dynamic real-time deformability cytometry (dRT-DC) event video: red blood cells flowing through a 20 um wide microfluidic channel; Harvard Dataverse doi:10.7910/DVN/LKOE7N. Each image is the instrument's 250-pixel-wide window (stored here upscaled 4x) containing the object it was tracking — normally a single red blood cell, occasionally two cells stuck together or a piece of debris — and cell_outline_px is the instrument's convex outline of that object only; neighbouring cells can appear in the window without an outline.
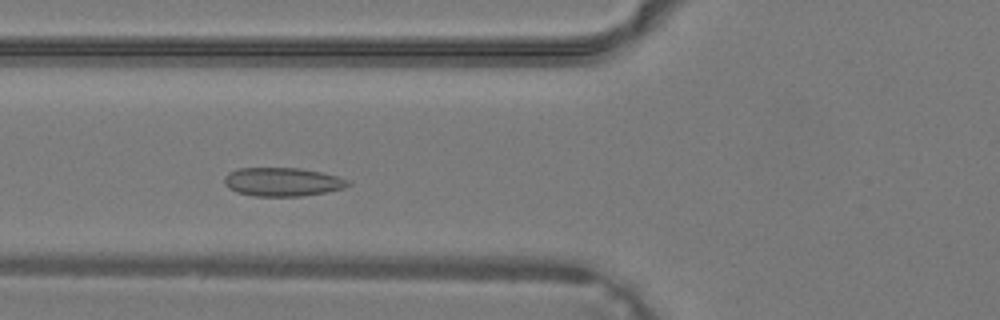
{"species": "common noctule bat (a hibernating species)", "species_latin": "Nyctalus noctula", "temperature_condition": "warm", "stored_images_in_passage": 33, "camera_frame_rate_fps": 3000, "um_per_image_px": 0.085, "animal": {"sex": "male", "body_mass_g": 19.2, "forearm_length_mm": 51.8}, "frame": {"image": 1, "passage_image": 9, "time_ms": 2.667, "image_size_px": [1000, 320], "cell_outline_px": [[352, 184], [344, 188], [328, 192], [300, 196], [256, 196], [236, 192], [228, 188], [224, 184], [224, 176], [228, 172], [236, 168], [300, 168], [320, 172], [336, 176], [348, 180]], "centroid_in_image_um": [23.98, 15.46], "position_along_channel_um": 101.8, "area_um2": 20.75}}
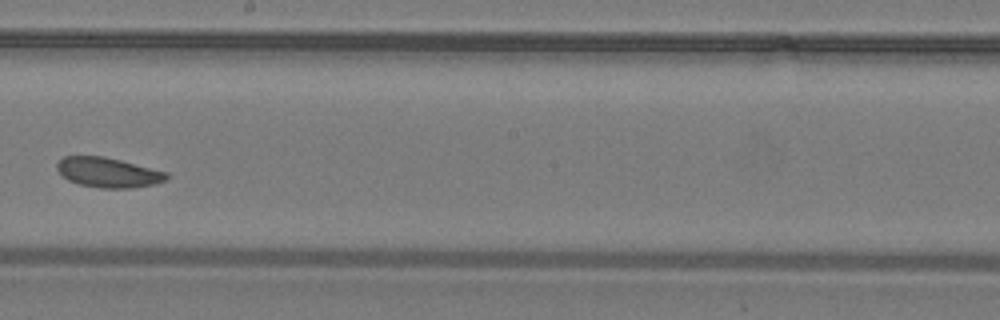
{"frame": {"image": 2, "passage_image": 17, "time_ms": 5.333, "image_size_px": [1000, 320], "cell_outline_px": [[168, 176], [164, 180], [156, 184], [132, 188], [100, 188], [80, 184], [68, 180], [56, 168], [56, 164], [64, 156], [104, 156], [168, 172]], "centroid_in_image_um": [9.2, 14.66], "position_along_channel_um": 239.0, "area_um2": 18.96}}
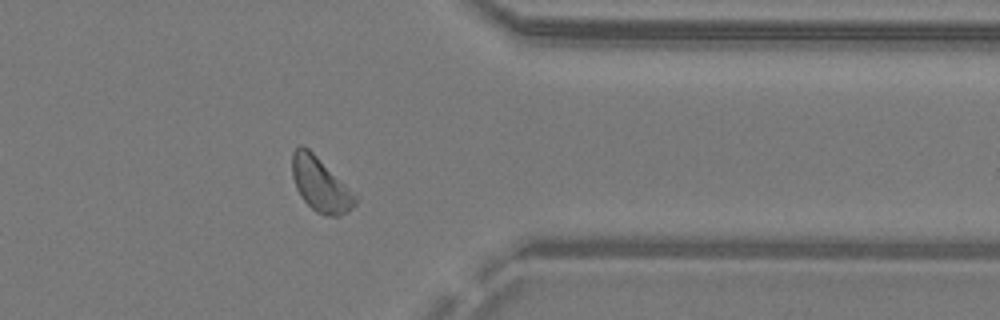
{"frame": {"image": 3, "passage_image": 26, "time_ms": 8.333, "image_size_px": [1000, 320], "cell_outline_px": [[356, 204], [348, 212], [340, 216], [328, 216], [316, 212], [300, 196], [296, 188], [292, 176], [292, 152], [300, 144], [304, 144], [356, 196]], "centroid_in_image_um": [27.19, 15.69], "position_along_channel_um": 384.2, "area_um2": 19.48}}